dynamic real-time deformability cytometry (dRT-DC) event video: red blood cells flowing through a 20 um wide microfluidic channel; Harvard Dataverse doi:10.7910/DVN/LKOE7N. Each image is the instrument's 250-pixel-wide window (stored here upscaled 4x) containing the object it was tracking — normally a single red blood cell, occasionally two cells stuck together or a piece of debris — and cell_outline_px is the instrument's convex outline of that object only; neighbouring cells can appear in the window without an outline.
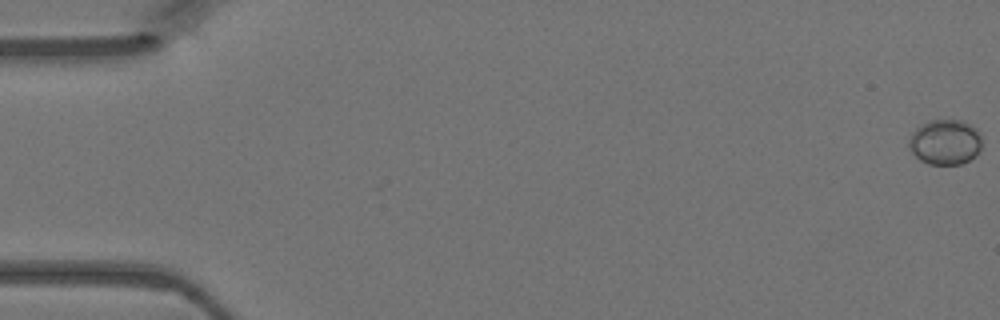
{"species": "Egyptian fruit bat (a non-hibernating species)", "species_latin": "Rousettus aegyptiacus", "temperature_condition": "warm", "stored_images_in_passage": 37, "camera_frame_rate_fps": 3000, "um_per_image_px": 0.085, "animal": {"sex": "female"}, "frame": {"image": 1, "passage_image": 1, "time_ms": 0.0, "image_size_px": [1000, 320], "cell_outline_px": [[980, 148], [976, 156], [960, 164], [928, 164], [920, 160], [912, 152], [908, 144], [908, 140], [912, 132], [920, 124], [928, 120], [964, 120], [972, 124], [980, 132]], "centroid_in_image_um": [80.33, 12.05], "position_along_channel_um": 4.7, "area_um2": 19.42}}
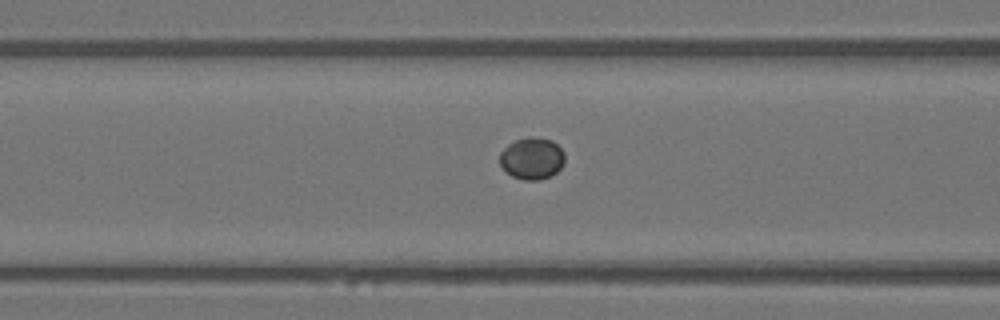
{"frame": {"image": 2, "passage_image": 20, "time_ms": 6.333, "image_size_px": [1000, 320], "cell_outline_px": [[564, 164], [552, 176], [540, 180], [524, 180], [512, 176], [500, 164], [500, 152], [508, 144], [516, 140], [552, 140], [564, 152]], "centroid_in_image_um": [45.23, 13.52], "position_along_channel_um": 121.4, "area_um2": 15.32}}
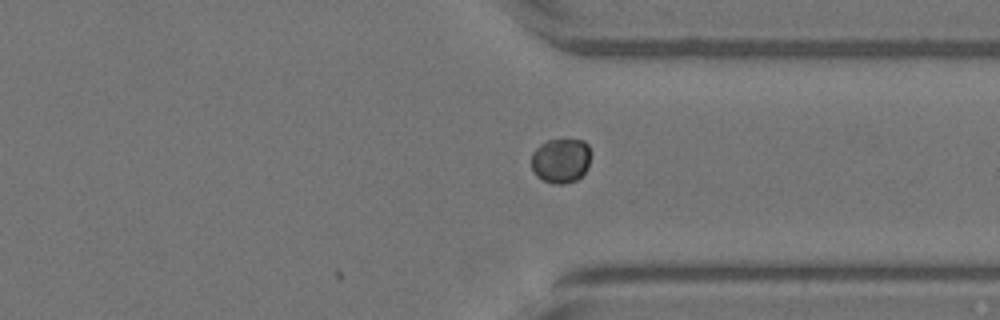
{"frame": {"image": 3, "passage_image": 37, "time_ms": 12.0, "image_size_px": [1000, 320], "cell_outline_px": [[588, 168], [576, 180], [564, 184], [556, 184], [544, 180], [536, 176], [532, 168], [532, 152], [540, 144], [548, 140], [584, 140], [588, 144]], "centroid_in_image_um": [47.64, 13.65], "position_along_channel_um": 363.8, "area_um2": 15.26}}